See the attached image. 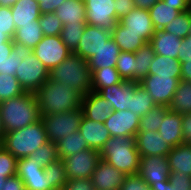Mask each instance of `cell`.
Returning a JSON list of instances; mask_svg holds the SVG:
<instances>
[{
    "label": "cell",
    "mask_w": 191,
    "mask_h": 190,
    "mask_svg": "<svg viewBox=\"0 0 191 190\" xmlns=\"http://www.w3.org/2000/svg\"><path fill=\"white\" fill-rule=\"evenodd\" d=\"M40 115H51L81 108L83 95L70 85L46 81L34 93Z\"/></svg>",
    "instance_id": "obj_1"
},
{
    "label": "cell",
    "mask_w": 191,
    "mask_h": 190,
    "mask_svg": "<svg viewBox=\"0 0 191 190\" xmlns=\"http://www.w3.org/2000/svg\"><path fill=\"white\" fill-rule=\"evenodd\" d=\"M0 119L4 133L19 130L40 120L34 93L25 92L0 102Z\"/></svg>",
    "instance_id": "obj_2"
},
{
    "label": "cell",
    "mask_w": 191,
    "mask_h": 190,
    "mask_svg": "<svg viewBox=\"0 0 191 190\" xmlns=\"http://www.w3.org/2000/svg\"><path fill=\"white\" fill-rule=\"evenodd\" d=\"M101 159L113 165L124 175H138L140 154L136 148L135 137H110L100 151Z\"/></svg>",
    "instance_id": "obj_3"
},
{
    "label": "cell",
    "mask_w": 191,
    "mask_h": 190,
    "mask_svg": "<svg viewBox=\"0 0 191 190\" xmlns=\"http://www.w3.org/2000/svg\"><path fill=\"white\" fill-rule=\"evenodd\" d=\"M49 79L70 85L83 96L92 91V72L89 63L73 52L50 71Z\"/></svg>",
    "instance_id": "obj_4"
},
{
    "label": "cell",
    "mask_w": 191,
    "mask_h": 190,
    "mask_svg": "<svg viewBox=\"0 0 191 190\" xmlns=\"http://www.w3.org/2000/svg\"><path fill=\"white\" fill-rule=\"evenodd\" d=\"M48 141L44 124L40 119L19 130L4 133L2 147L19 159L30 156Z\"/></svg>",
    "instance_id": "obj_5"
},
{
    "label": "cell",
    "mask_w": 191,
    "mask_h": 190,
    "mask_svg": "<svg viewBox=\"0 0 191 190\" xmlns=\"http://www.w3.org/2000/svg\"><path fill=\"white\" fill-rule=\"evenodd\" d=\"M82 117L83 111L79 108L68 112L41 115V120L48 140L56 144L63 137H68L69 134L79 130Z\"/></svg>",
    "instance_id": "obj_6"
},
{
    "label": "cell",
    "mask_w": 191,
    "mask_h": 190,
    "mask_svg": "<svg viewBox=\"0 0 191 190\" xmlns=\"http://www.w3.org/2000/svg\"><path fill=\"white\" fill-rule=\"evenodd\" d=\"M15 77L25 92L35 93L50 78V71L33 52L19 64Z\"/></svg>",
    "instance_id": "obj_7"
},
{
    "label": "cell",
    "mask_w": 191,
    "mask_h": 190,
    "mask_svg": "<svg viewBox=\"0 0 191 190\" xmlns=\"http://www.w3.org/2000/svg\"><path fill=\"white\" fill-rule=\"evenodd\" d=\"M100 160V151L93 148L61 159L67 180L91 178Z\"/></svg>",
    "instance_id": "obj_8"
},
{
    "label": "cell",
    "mask_w": 191,
    "mask_h": 190,
    "mask_svg": "<svg viewBox=\"0 0 191 190\" xmlns=\"http://www.w3.org/2000/svg\"><path fill=\"white\" fill-rule=\"evenodd\" d=\"M33 54L51 71L60 65L72 52L63 43L60 35L44 36L32 49Z\"/></svg>",
    "instance_id": "obj_9"
},
{
    "label": "cell",
    "mask_w": 191,
    "mask_h": 190,
    "mask_svg": "<svg viewBox=\"0 0 191 190\" xmlns=\"http://www.w3.org/2000/svg\"><path fill=\"white\" fill-rule=\"evenodd\" d=\"M180 81L181 78L148 74L139 85L149 93L156 105L169 107Z\"/></svg>",
    "instance_id": "obj_10"
},
{
    "label": "cell",
    "mask_w": 191,
    "mask_h": 190,
    "mask_svg": "<svg viewBox=\"0 0 191 190\" xmlns=\"http://www.w3.org/2000/svg\"><path fill=\"white\" fill-rule=\"evenodd\" d=\"M86 24L112 30L118 22L114 0H84Z\"/></svg>",
    "instance_id": "obj_11"
},
{
    "label": "cell",
    "mask_w": 191,
    "mask_h": 190,
    "mask_svg": "<svg viewBox=\"0 0 191 190\" xmlns=\"http://www.w3.org/2000/svg\"><path fill=\"white\" fill-rule=\"evenodd\" d=\"M16 175L21 178L26 190H56L45 177L44 168L29 157L18 159Z\"/></svg>",
    "instance_id": "obj_12"
},
{
    "label": "cell",
    "mask_w": 191,
    "mask_h": 190,
    "mask_svg": "<svg viewBox=\"0 0 191 190\" xmlns=\"http://www.w3.org/2000/svg\"><path fill=\"white\" fill-rule=\"evenodd\" d=\"M111 37V31L86 24L78 47L73 51L84 60L90 59Z\"/></svg>",
    "instance_id": "obj_13"
},
{
    "label": "cell",
    "mask_w": 191,
    "mask_h": 190,
    "mask_svg": "<svg viewBox=\"0 0 191 190\" xmlns=\"http://www.w3.org/2000/svg\"><path fill=\"white\" fill-rule=\"evenodd\" d=\"M32 49L20 42L12 41L0 45V73L16 75L19 64L24 58H28Z\"/></svg>",
    "instance_id": "obj_14"
},
{
    "label": "cell",
    "mask_w": 191,
    "mask_h": 190,
    "mask_svg": "<svg viewBox=\"0 0 191 190\" xmlns=\"http://www.w3.org/2000/svg\"><path fill=\"white\" fill-rule=\"evenodd\" d=\"M138 175L150 186L169 180L170 168L166 157H141Z\"/></svg>",
    "instance_id": "obj_15"
},
{
    "label": "cell",
    "mask_w": 191,
    "mask_h": 190,
    "mask_svg": "<svg viewBox=\"0 0 191 190\" xmlns=\"http://www.w3.org/2000/svg\"><path fill=\"white\" fill-rule=\"evenodd\" d=\"M140 118L135 113L124 110L115 111L105 121L104 125L109 130L111 137H135L139 130Z\"/></svg>",
    "instance_id": "obj_16"
},
{
    "label": "cell",
    "mask_w": 191,
    "mask_h": 190,
    "mask_svg": "<svg viewBox=\"0 0 191 190\" xmlns=\"http://www.w3.org/2000/svg\"><path fill=\"white\" fill-rule=\"evenodd\" d=\"M119 23L126 27V31L138 34L146 43L151 41L156 32L146 9L134 8L127 16L122 17Z\"/></svg>",
    "instance_id": "obj_17"
},
{
    "label": "cell",
    "mask_w": 191,
    "mask_h": 190,
    "mask_svg": "<svg viewBox=\"0 0 191 190\" xmlns=\"http://www.w3.org/2000/svg\"><path fill=\"white\" fill-rule=\"evenodd\" d=\"M139 82L123 80L119 84L100 89L97 93L113 104V110L124 111L131 109V96Z\"/></svg>",
    "instance_id": "obj_18"
},
{
    "label": "cell",
    "mask_w": 191,
    "mask_h": 190,
    "mask_svg": "<svg viewBox=\"0 0 191 190\" xmlns=\"http://www.w3.org/2000/svg\"><path fill=\"white\" fill-rule=\"evenodd\" d=\"M126 175L101 159L92 174L95 190H119Z\"/></svg>",
    "instance_id": "obj_19"
},
{
    "label": "cell",
    "mask_w": 191,
    "mask_h": 190,
    "mask_svg": "<svg viewBox=\"0 0 191 190\" xmlns=\"http://www.w3.org/2000/svg\"><path fill=\"white\" fill-rule=\"evenodd\" d=\"M135 142L140 157H167L172 148L164 142L158 131L138 132L135 136Z\"/></svg>",
    "instance_id": "obj_20"
},
{
    "label": "cell",
    "mask_w": 191,
    "mask_h": 190,
    "mask_svg": "<svg viewBox=\"0 0 191 190\" xmlns=\"http://www.w3.org/2000/svg\"><path fill=\"white\" fill-rule=\"evenodd\" d=\"M81 108L86 118L102 123H105L113 112V104L94 91L83 96Z\"/></svg>",
    "instance_id": "obj_21"
},
{
    "label": "cell",
    "mask_w": 191,
    "mask_h": 190,
    "mask_svg": "<svg viewBox=\"0 0 191 190\" xmlns=\"http://www.w3.org/2000/svg\"><path fill=\"white\" fill-rule=\"evenodd\" d=\"M80 134L85 138L90 148L101 151L111 137L104 123L86 118L84 115L80 122Z\"/></svg>",
    "instance_id": "obj_22"
},
{
    "label": "cell",
    "mask_w": 191,
    "mask_h": 190,
    "mask_svg": "<svg viewBox=\"0 0 191 190\" xmlns=\"http://www.w3.org/2000/svg\"><path fill=\"white\" fill-rule=\"evenodd\" d=\"M159 134L171 147L183 144L182 114L168 109L163 117V122L158 128Z\"/></svg>",
    "instance_id": "obj_23"
},
{
    "label": "cell",
    "mask_w": 191,
    "mask_h": 190,
    "mask_svg": "<svg viewBox=\"0 0 191 190\" xmlns=\"http://www.w3.org/2000/svg\"><path fill=\"white\" fill-rule=\"evenodd\" d=\"M183 39L163 30H157L151 38L155 54L178 59L179 49Z\"/></svg>",
    "instance_id": "obj_24"
},
{
    "label": "cell",
    "mask_w": 191,
    "mask_h": 190,
    "mask_svg": "<svg viewBox=\"0 0 191 190\" xmlns=\"http://www.w3.org/2000/svg\"><path fill=\"white\" fill-rule=\"evenodd\" d=\"M16 30L23 25L34 24L41 16L39 3L36 0H19L11 6Z\"/></svg>",
    "instance_id": "obj_25"
},
{
    "label": "cell",
    "mask_w": 191,
    "mask_h": 190,
    "mask_svg": "<svg viewBox=\"0 0 191 190\" xmlns=\"http://www.w3.org/2000/svg\"><path fill=\"white\" fill-rule=\"evenodd\" d=\"M54 14L62 24H86V8L84 0H65Z\"/></svg>",
    "instance_id": "obj_26"
},
{
    "label": "cell",
    "mask_w": 191,
    "mask_h": 190,
    "mask_svg": "<svg viewBox=\"0 0 191 190\" xmlns=\"http://www.w3.org/2000/svg\"><path fill=\"white\" fill-rule=\"evenodd\" d=\"M120 49L110 37L105 45H103L95 55H93L90 59H88L89 67L91 72L97 69L111 67H116V62L120 53Z\"/></svg>",
    "instance_id": "obj_27"
},
{
    "label": "cell",
    "mask_w": 191,
    "mask_h": 190,
    "mask_svg": "<svg viewBox=\"0 0 191 190\" xmlns=\"http://www.w3.org/2000/svg\"><path fill=\"white\" fill-rule=\"evenodd\" d=\"M170 172L191 176V144H180L171 148L167 155Z\"/></svg>",
    "instance_id": "obj_28"
},
{
    "label": "cell",
    "mask_w": 191,
    "mask_h": 190,
    "mask_svg": "<svg viewBox=\"0 0 191 190\" xmlns=\"http://www.w3.org/2000/svg\"><path fill=\"white\" fill-rule=\"evenodd\" d=\"M111 37L123 52H136L146 42L133 32L126 31V27L122 26L119 22L111 30Z\"/></svg>",
    "instance_id": "obj_29"
},
{
    "label": "cell",
    "mask_w": 191,
    "mask_h": 190,
    "mask_svg": "<svg viewBox=\"0 0 191 190\" xmlns=\"http://www.w3.org/2000/svg\"><path fill=\"white\" fill-rule=\"evenodd\" d=\"M181 70V63L178 59L155 54L148 74L181 78Z\"/></svg>",
    "instance_id": "obj_30"
},
{
    "label": "cell",
    "mask_w": 191,
    "mask_h": 190,
    "mask_svg": "<svg viewBox=\"0 0 191 190\" xmlns=\"http://www.w3.org/2000/svg\"><path fill=\"white\" fill-rule=\"evenodd\" d=\"M148 11L156 31L163 30L180 14L179 10L173 8L171 4H165L163 0L158 1Z\"/></svg>",
    "instance_id": "obj_31"
},
{
    "label": "cell",
    "mask_w": 191,
    "mask_h": 190,
    "mask_svg": "<svg viewBox=\"0 0 191 190\" xmlns=\"http://www.w3.org/2000/svg\"><path fill=\"white\" fill-rule=\"evenodd\" d=\"M56 146L59 159L69 157L85 149H90L79 130L69 134L68 137H63L56 143Z\"/></svg>",
    "instance_id": "obj_32"
},
{
    "label": "cell",
    "mask_w": 191,
    "mask_h": 190,
    "mask_svg": "<svg viewBox=\"0 0 191 190\" xmlns=\"http://www.w3.org/2000/svg\"><path fill=\"white\" fill-rule=\"evenodd\" d=\"M168 108L182 115L191 113V82H179Z\"/></svg>",
    "instance_id": "obj_33"
},
{
    "label": "cell",
    "mask_w": 191,
    "mask_h": 190,
    "mask_svg": "<svg viewBox=\"0 0 191 190\" xmlns=\"http://www.w3.org/2000/svg\"><path fill=\"white\" fill-rule=\"evenodd\" d=\"M44 37L39 20L34 24L23 25L15 31L12 41L20 42L23 45L33 49Z\"/></svg>",
    "instance_id": "obj_34"
},
{
    "label": "cell",
    "mask_w": 191,
    "mask_h": 190,
    "mask_svg": "<svg viewBox=\"0 0 191 190\" xmlns=\"http://www.w3.org/2000/svg\"><path fill=\"white\" fill-rule=\"evenodd\" d=\"M123 81L116 68L106 67L92 71V91L119 84Z\"/></svg>",
    "instance_id": "obj_35"
},
{
    "label": "cell",
    "mask_w": 191,
    "mask_h": 190,
    "mask_svg": "<svg viewBox=\"0 0 191 190\" xmlns=\"http://www.w3.org/2000/svg\"><path fill=\"white\" fill-rule=\"evenodd\" d=\"M155 52L150 42L145 43L135 52L136 82H140L148 75L149 67L153 61Z\"/></svg>",
    "instance_id": "obj_36"
},
{
    "label": "cell",
    "mask_w": 191,
    "mask_h": 190,
    "mask_svg": "<svg viewBox=\"0 0 191 190\" xmlns=\"http://www.w3.org/2000/svg\"><path fill=\"white\" fill-rule=\"evenodd\" d=\"M155 106L156 104L149 93L141 85H138L131 96V109L129 111L141 118Z\"/></svg>",
    "instance_id": "obj_37"
},
{
    "label": "cell",
    "mask_w": 191,
    "mask_h": 190,
    "mask_svg": "<svg viewBox=\"0 0 191 190\" xmlns=\"http://www.w3.org/2000/svg\"><path fill=\"white\" fill-rule=\"evenodd\" d=\"M169 108L163 105H156L146 115L140 118L138 132L158 131L165 112Z\"/></svg>",
    "instance_id": "obj_38"
},
{
    "label": "cell",
    "mask_w": 191,
    "mask_h": 190,
    "mask_svg": "<svg viewBox=\"0 0 191 190\" xmlns=\"http://www.w3.org/2000/svg\"><path fill=\"white\" fill-rule=\"evenodd\" d=\"M115 68L123 80L136 82V60L134 52L121 51Z\"/></svg>",
    "instance_id": "obj_39"
},
{
    "label": "cell",
    "mask_w": 191,
    "mask_h": 190,
    "mask_svg": "<svg viewBox=\"0 0 191 190\" xmlns=\"http://www.w3.org/2000/svg\"><path fill=\"white\" fill-rule=\"evenodd\" d=\"M190 28L191 8L186 11L180 12V14L163 29V31L184 39L189 35Z\"/></svg>",
    "instance_id": "obj_40"
},
{
    "label": "cell",
    "mask_w": 191,
    "mask_h": 190,
    "mask_svg": "<svg viewBox=\"0 0 191 190\" xmlns=\"http://www.w3.org/2000/svg\"><path fill=\"white\" fill-rule=\"evenodd\" d=\"M25 91L14 75L0 73V102L21 96Z\"/></svg>",
    "instance_id": "obj_41"
},
{
    "label": "cell",
    "mask_w": 191,
    "mask_h": 190,
    "mask_svg": "<svg viewBox=\"0 0 191 190\" xmlns=\"http://www.w3.org/2000/svg\"><path fill=\"white\" fill-rule=\"evenodd\" d=\"M86 24L63 25L60 37L63 43L73 52L79 45L80 38L84 34Z\"/></svg>",
    "instance_id": "obj_42"
},
{
    "label": "cell",
    "mask_w": 191,
    "mask_h": 190,
    "mask_svg": "<svg viewBox=\"0 0 191 190\" xmlns=\"http://www.w3.org/2000/svg\"><path fill=\"white\" fill-rule=\"evenodd\" d=\"M28 157L30 159H34V161L38 162V164L43 168L59 159L57 146L51 141H48L41 147H38L36 151L31 153Z\"/></svg>",
    "instance_id": "obj_43"
},
{
    "label": "cell",
    "mask_w": 191,
    "mask_h": 190,
    "mask_svg": "<svg viewBox=\"0 0 191 190\" xmlns=\"http://www.w3.org/2000/svg\"><path fill=\"white\" fill-rule=\"evenodd\" d=\"M44 174L45 177H48L49 183L56 190H61L63 185L67 182L64 165L61 159L50 163L48 166H45Z\"/></svg>",
    "instance_id": "obj_44"
},
{
    "label": "cell",
    "mask_w": 191,
    "mask_h": 190,
    "mask_svg": "<svg viewBox=\"0 0 191 190\" xmlns=\"http://www.w3.org/2000/svg\"><path fill=\"white\" fill-rule=\"evenodd\" d=\"M39 25L42 28L44 36L60 35L63 28L61 20L54 14V12L41 14Z\"/></svg>",
    "instance_id": "obj_45"
},
{
    "label": "cell",
    "mask_w": 191,
    "mask_h": 190,
    "mask_svg": "<svg viewBox=\"0 0 191 190\" xmlns=\"http://www.w3.org/2000/svg\"><path fill=\"white\" fill-rule=\"evenodd\" d=\"M17 161L4 147L0 148V173H4L7 178L13 177L17 173Z\"/></svg>",
    "instance_id": "obj_46"
},
{
    "label": "cell",
    "mask_w": 191,
    "mask_h": 190,
    "mask_svg": "<svg viewBox=\"0 0 191 190\" xmlns=\"http://www.w3.org/2000/svg\"><path fill=\"white\" fill-rule=\"evenodd\" d=\"M0 31H2V33L7 35L10 39H13L16 27L13 20L11 7L0 6Z\"/></svg>",
    "instance_id": "obj_47"
},
{
    "label": "cell",
    "mask_w": 191,
    "mask_h": 190,
    "mask_svg": "<svg viewBox=\"0 0 191 190\" xmlns=\"http://www.w3.org/2000/svg\"><path fill=\"white\" fill-rule=\"evenodd\" d=\"M119 190H151V187L139 175H128Z\"/></svg>",
    "instance_id": "obj_48"
},
{
    "label": "cell",
    "mask_w": 191,
    "mask_h": 190,
    "mask_svg": "<svg viewBox=\"0 0 191 190\" xmlns=\"http://www.w3.org/2000/svg\"><path fill=\"white\" fill-rule=\"evenodd\" d=\"M169 181L177 190H191V176L180 172H170Z\"/></svg>",
    "instance_id": "obj_49"
},
{
    "label": "cell",
    "mask_w": 191,
    "mask_h": 190,
    "mask_svg": "<svg viewBox=\"0 0 191 190\" xmlns=\"http://www.w3.org/2000/svg\"><path fill=\"white\" fill-rule=\"evenodd\" d=\"M61 190H95L91 178L67 180Z\"/></svg>",
    "instance_id": "obj_50"
},
{
    "label": "cell",
    "mask_w": 191,
    "mask_h": 190,
    "mask_svg": "<svg viewBox=\"0 0 191 190\" xmlns=\"http://www.w3.org/2000/svg\"><path fill=\"white\" fill-rule=\"evenodd\" d=\"M116 17L119 20L127 16L134 8H136L133 0H114Z\"/></svg>",
    "instance_id": "obj_51"
},
{
    "label": "cell",
    "mask_w": 191,
    "mask_h": 190,
    "mask_svg": "<svg viewBox=\"0 0 191 190\" xmlns=\"http://www.w3.org/2000/svg\"><path fill=\"white\" fill-rule=\"evenodd\" d=\"M39 3L41 14L55 12L65 0H36Z\"/></svg>",
    "instance_id": "obj_52"
},
{
    "label": "cell",
    "mask_w": 191,
    "mask_h": 190,
    "mask_svg": "<svg viewBox=\"0 0 191 190\" xmlns=\"http://www.w3.org/2000/svg\"><path fill=\"white\" fill-rule=\"evenodd\" d=\"M183 143L191 144V113L182 115Z\"/></svg>",
    "instance_id": "obj_53"
},
{
    "label": "cell",
    "mask_w": 191,
    "mask_h": 190,
    "mask_svg": "<svg viewBox=\"0 0 191 190\" xmlns=\"http://www.w3.org/2000/svg\"><path fill=\"white\" fill-rule=\"evenodd\" d=\"M187 59H191V38L188 36L183 39L178 54V60L180 63L187 62Z\"/></svg>",
    "instance_id": "obj_54"
},
{
    "label": "cell",
    "mask_w": 191,
    "mask_h": 190,
    "mask_svg": "<svg viewBox=\"0 0 191 190\" xmlns=\"http://www.w3.org/2000/svg\"><path fill=\"white\" fill-rule=\"evenodd\" d=\"M4 185L3 190H26L25 184L17 175L7 178Z\"/></svg>",
    "instance_id": "obj_55"
},
{
    "label": "cell",
    "mask_w": 191,
    "mask_h": 190,
    "mask_svg": "<svg viewBox=\"0 0 191 190\" xmlns=\"http://www.w3.org/2000/svg\"><path fill=\"white\" fill-rule=\"evenodd\" d=\"M165 4H171L173 8L180 12L186 11L191 8L190 0H163Z\"/></svg>",
    "instance_id": "obj_56"
},
{
    "label": "cell",
    "mask_w": 191,
    "mask_h": 190,
    "mask_svg": "<svg viewBox=\"0 0 191 190\" xmlns=\"http://www.w3.org/2000/svg\"><path fill=\"white\" fill-rule=\"evenodd\" d=\"M181 80L191 82V59L181 62Z\"/></svg>",
    "instance_id": "obj_57"
},
{
    "label": "cell",
    "mask_w": 191,
    "mask_h": 190,
    "mask_svg": "<svg viewBox=\"0 0 191 190\" xmlns=\"http://www.w3.org/2000/svg\"><path fill=\"white\" fill-rule=\"evenodd\" d=\"M136 8L149 10L160 0H133Z\"/></svg>",
    "instance_id": "obj_58"
},
{
    "label": "cell",
    "mask_w": 191,
    "mask_h": 190,
    "mask_svg": "<svg viewBox=\"0 0 191 190\" xmlns=\"http://www.w3.org/2000/svg\"><path fill=\"white\" fill-rule=\"evenodd\" d=\"M150 187L151 190H177L172 186L169 180L160 184H151Z\"/></svg>",
    "instance_id": "obj_59"
},
{
    "label": "cell",
    "mask_w": 191,
    "mask_h": 190,
    "mask_svg": "<svg viewBox=\"0 0 191 190\" xmlns=\"http://www.w3.org/2000/svg\"><path fill=\"white\" fill-rule=\"evenodd\" d=\"M17 1H19V0H0V6L1 7H11Z\"/></svg>",
    "instance_id": "obj_60"
},
{
    "label": "cell",
    "mask_w": 191,
    "mask_h": 190,
    "mask_svg": "<svg viewBox=\"0 0 191 190\" xmlns=\"http://www.w3.org/2000/svg\"><path fill=\"white\" fill-rule=\"evenodd\" d=\"M9 40H10V38L7 35H5L4 33H2V31H0V45L8 42Z\"/></svg>",
    "instance_id": "obj_61"
},
{
    "label": "cell",
    "mask_w": 191,
    "mask_h": 190,
    "mask_svg": "<svg viewBox=\"0 0 191 190\" xmlns=\"http://www.w3.org/2000/svg\"><path fill=\"white\" fill-rule=\"evenodd\" d=\"M6 179L7 177L4 176V173H0V190H3Z\"/></svg>",
    "instance_id": "obj_62"
},
{
    "label": "cell",
    "mask_w": 191,
    "mask_h": 190,
    "mask_svg": "<svg viewBox=\"0 0 191 190\" xmlns=\"http://www.w3.org/2000/svg\"><path fill=\"white\" fill-rule=\"evenodd\" d=\"M4 136V131L2 129V126H1V119H0V137H3Z\"/></svg>",
    "instance_id": "obj_63"
},
{
    "label": "cell",
    "mask_w": 191,
    "mask_h": 190,
    "mask_svg": "<svg viewBox=\"0 0 191 190\" xmlns=\"http://www.w3.org/2000/svg\"><path fill=\"white\" fill-rule=\"evenodd\" d=\"M2 140H3V137H0V148L2 147Z\"/></svg>",
    "instance_id": "obj_64"
},
{
    "label": "cell",
    "mask_w": 191,
    "mask_h": 190,
    "mask_svg": "<svg viewBox=\"0 0 191 190\" xmlns=\"http://www.w3.org/2000/svg\"><path fill=\"white\" fill-rule=\"evenodd\" d=\"M188 37L191 38V28H190Z\"/></svg>",
    "instance_id": "obj_65"
}]
</instances>
